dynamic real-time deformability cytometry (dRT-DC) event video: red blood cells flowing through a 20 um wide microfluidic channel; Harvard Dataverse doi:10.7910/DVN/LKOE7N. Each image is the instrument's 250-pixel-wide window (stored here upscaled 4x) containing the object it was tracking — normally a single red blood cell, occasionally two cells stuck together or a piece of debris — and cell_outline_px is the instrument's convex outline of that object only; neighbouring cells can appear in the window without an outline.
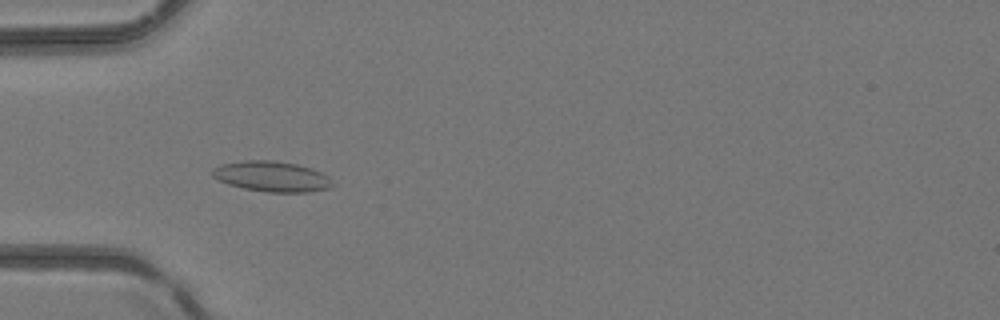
{"species": "common noctule bat (a hibernating species)", "species_latin": "Nyctalus noctula", "temperature_condition": "room temperature", "stored_images_in_passage": 6, "camera_frame_rate_fps": 3000, "um_per_image_px": 0.085, "animal": {"sex": "female", "body_mass_g": 24.6, "forearm_length_mm": 56.2}, "frame": {"image": 1, "passage_image": 3, "time_ms": 2.333, "image_size_px": [1000, 320], "cell_outline_px": [[336, 184], [328, 188], [308, 192], [268, 192], [244, 188], [228, 184], [212, 176], [212, 168], [220, 164], [240, 160], [276, 160], [296, 164], [312, 168], [328, 176]], "centroid_in_image_um": [23.1, 14.98], "position_along_channel_um": 61.9, "area_um2": 21.44}}
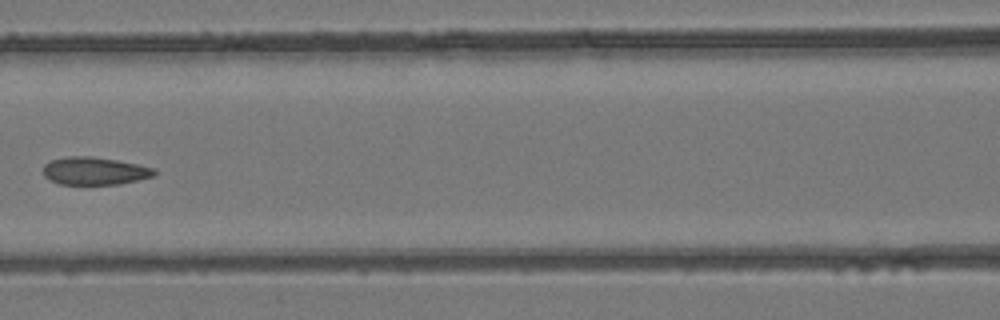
{"frame": {"image": 2, "passage_image": 5, "time_ms": 4.667, "image_size_px": [1000, 320], "cell_outline_px": [[156, 176], [120, 184], [60, 184], [48, 180], [44, 176], [44, 164], [52, 160], [68, 156], [92, 156], [116, 160], [156, 168]], "centroid_in_image_um": [8.06, 14.53], "position_along_channel_um": 158.5, "area_um2": 18.03}}
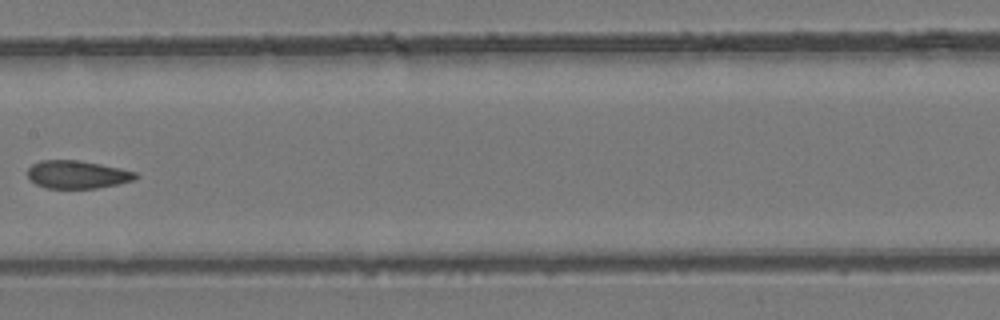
{"frame": {"image": 3, "passage_image": 6, "time_ms": 5.667, "image_size_px": [1000, 320], "cell_outline_px": [[140, 176], [132, 180], [116, 184], [96, 188], [44, 188], [36, 184], [28, 176], [28, 168], [32, 164], [40, 160], [80, 160], [120, 168], [136, 172]], "centroid_in_image_um": [6.55, 14.83], "position_along_channel_um": 200.8, "area_um2": 17.51}}